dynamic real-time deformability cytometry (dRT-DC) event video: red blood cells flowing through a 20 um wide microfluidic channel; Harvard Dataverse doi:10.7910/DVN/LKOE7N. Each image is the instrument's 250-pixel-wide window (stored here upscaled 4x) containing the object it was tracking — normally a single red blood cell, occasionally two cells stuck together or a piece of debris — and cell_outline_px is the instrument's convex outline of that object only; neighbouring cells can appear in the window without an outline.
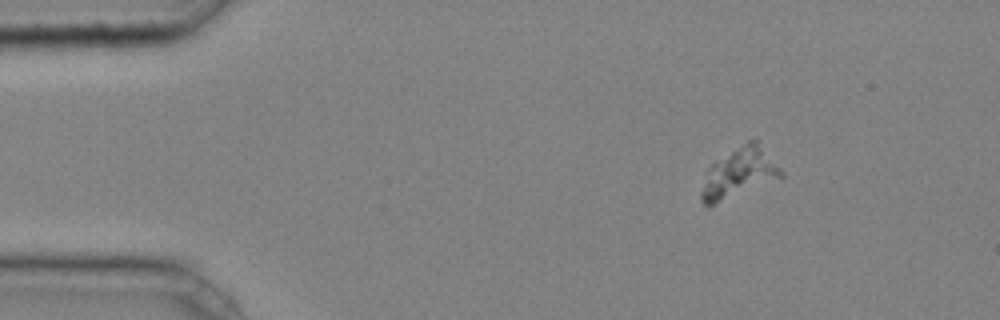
{"species": "common noctule bat (a hibernating species)", "species_latin": "Nyctalus noctula", "temperature_condition": "cold", "stored_images_in_passage": 2, "camera_frame_rate_fps": 3000, "um_per_image_px": 0.085, "animal": {"sex": "male", "body_mass_g": 20.4}, "frame": {"image": 1, "passage_image": 1, "time_ms": 0.0, "image_size_px": [1000, 320], "cell_outline_px": [[784, 176], [708, 208], [700, 200], [700, 192], [708, 168], [716, 160], [748, 140], [756, 140], [784, 172]], "centroid_in_image_um": [62.79, 14.75], "position_along_channel_um": 22.2, "area_um2": 23.0}}